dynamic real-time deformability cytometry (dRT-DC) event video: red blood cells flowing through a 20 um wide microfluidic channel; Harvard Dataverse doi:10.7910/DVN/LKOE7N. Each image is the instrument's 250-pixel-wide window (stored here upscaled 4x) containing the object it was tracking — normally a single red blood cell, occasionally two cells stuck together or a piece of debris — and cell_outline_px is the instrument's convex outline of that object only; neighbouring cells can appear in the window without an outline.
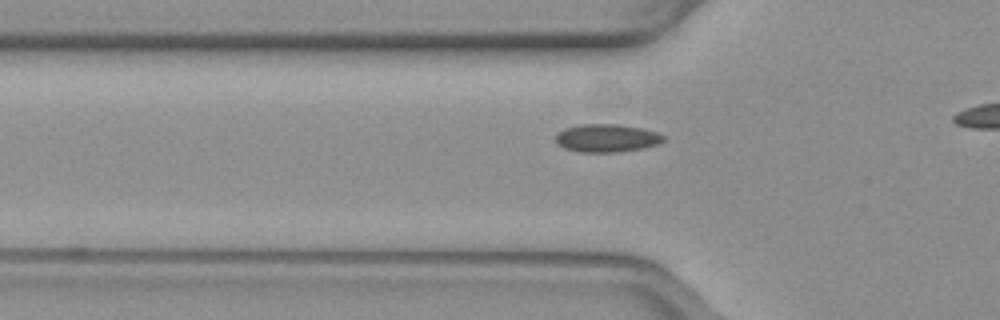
{"species": "common noctule bat (a hibernating species)", "species_latin": "Nyctalus noctula", "temperature_condition": "warm", "stored_images_in_passage": 9, "camera_frame_rate_fps": 3000, "um_per_image_px": 0.085, "animal": {"sex": "female", "body_mass_g": 19.3, "forearm_length_mm": 54.1}, "frame": {"image": 1, "passage_image": 3, "time_ms": 0.667, "image_size_px": [1000, 320], "cell_outline_px": [[664, 140], [656, 144], [644, 148], [620, 152], [580, 152], [564, 148], [556, 144], [556, 132], [564, 128], [580, 124], [620, 124], [640, 128], [656, 132], [664, 136]], "centroid_in_image_um": [51.52, 11.74], "position_along_channel_um": 74.3, "area_um2": 17.69}}
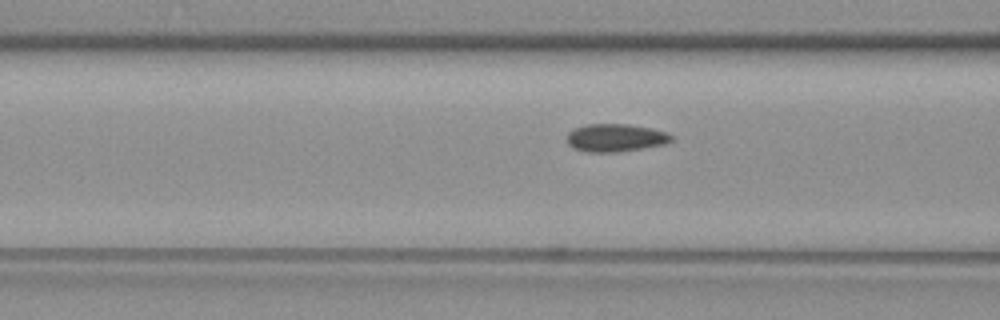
{"frame": {"image": 2, "passage_image": 6, "time_ms": 1.667, "image_size_px": [1000, 320], "cell_outline_px": [[672, 140], [664, 144], [620, 152], [588, 152], [572, 148], [568, 144], [568, 132], [572, 128], [588, 124], [628, 124], [652, 128], [668, 132], [672, 136]], "centroid_in_image_um": [52.31, 11.7], "position_along_channel_um": 114.3, "area_um2": 17.05}}